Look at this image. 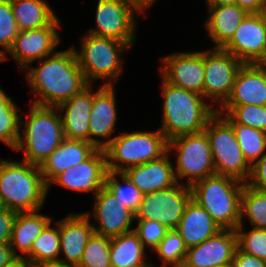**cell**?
Listing matches in <instances>:
<instances>
[{
	"label": "cell",
	"mask_w": 266,
	"mask_h": 267,
	"mask_svg": "<svg viewBox=\"0 0 266 267\" xmlns=\"http://www.w3.org/2000/svg\"><path fill=\"white\" fill-rule=\"evenodd\" d=\"M40 61V66H29L24 70L28 73L32 93L40 96L33 104L58 107L89 85L73 47L55 52Z\"/></svg>",
	"instance_id": "1"
},
{
	"label": "cell",
	"mask_w": 266,
	"mask_h": 267,
	"mask_svg": "<svg viewBox=\"0 0 266 267\" xmlns=\"http://www.w3.org/2000/svg\"><path fill=\"white\" fill-rule=\"evenodd\" d=\"M162 80L163 125L159 130L166 139L204 131L217 109L207 105L202 95Z\"/></svg>",
	"instance_id": "2"
},
{
	"label": "cell",
	"mask_w": 266,
	"mask_h": 267,
	"mask_svg": "<svg viewBox=\"0 0 266 267\" xmlns=\"http://www.w3.org/2000/svg\"><path fill=\"white\" fill-rule=\"evenodd\" d=\"M48 185L37 165L0 160V202L16 212L40 211Z\"/></svg>",
	"instance_id": "3"
},
{
	"label": "cell",
	"mask_w": 266,
	"mask_h": 267,
	"mask_svg": "<svg viewBox=\"0 0 266 267\" xmlns=\"http://www.w3.org/2000/svg\"><path fill=\"white\" fill-rule=\"evenodd\" d=\"M56 112L57 107L31 105L28 120L21 121L25 129L14 149L24 151L23 161L40 166L63 142L62 118Z\"/></svg>",
	"instance_id": "4"
},
{
	"label": "cell",
	"mask_w": 266,
	"mask_h": 267,
	"mask_svg": "<svg viewBox=\"0 0 266 267\" xmlns=\"http://www.w3.org/2000/svg\"><path fill=\"white\" fill-rule=\"evenodd\" d=\"M245 183L213 174L191 186L192 199L222 228L235 230L241 222V195Z\"/></svg>",
	"instance_id": "5"
},
{
	"label": "cell",
	"mask_w": 266,
	"mask_h": 267,
	"mask_svg": "<svg viewBox=\"0 0 266 267\" xmlns=\"http://www.w3.org/2000/svg\"><path fill=\"white\" fill-rule=\"evenodd\" d=\"M111 140L104 149L107 171L110 172L122 173L130 167L159 159L168 152V140L160 130L123 132Z\"/></svg>",
	"instance_id": "6"
},
{
	"label": "cell",
	"mask_w": 266,
	"mask_h": 267,
	"mask_svg": "<svg viewBox=\"0 0 266 267\" xmlns=\"http://www.w3.org/2000/svg\"><path fill=\"white\" fill-rule=\"evenodd\" d=\"M81 51L75 50L85 80L92 85V80L107 79L103 85H113L120 77L122 52L130 46L119 40L88 34L81 41Z\"/></svg>",
	"instance_id": "7"
},
{
	"label": "cell",
	"mask_w": 266,
	"mask_h": 267,
	"mask_svg": "<svg viewBox=\"0 0 266 267\" xmlns=\"http://www.w3.org/2000/svg\"><path fill=\"white\" fill-rule=\"evenodd\" d=\"M207 133L216 174L247 183L251 165L245 159L232 126L217 112L207 123Z\"/></svg>",
	"instance_id": "8"
},
{
	"label": "cell",
	"mask_w": 266,
	"mask_h": 267,
	"mask_svg": "<svg viewBox=\"0 0 266 267\" xmlns=\"http://www.w3.org/2000/svg\"><path fill=\"white\" fill-rule=\"evenodd\" d=\"M176 149L174 170L177 182L187 178V186L216 174L208 135L205 131L177 136L168 141V152Z\"/></svg>",
	"instance_id": "9"
},
{
	"label": "cell",
	"mask_w": 266,
	"mask_h": 267,
	"mask_svg": "<svg viewBox=\"0 0 266 267\" xmlns=\"http://www.w3.org/2000/svg\"><path fill=\"white\" fill-rule=\"evenodd\" d=\"M191 198V186L179 182L170 188L143 194L135 219L156 220L169 230L176 229Z\"/></svg>",
	"instance_id": "10"
},
{
	"label": "cell",
	"mask_w": 266,
	"mask_h": 267,
	"mask_svg": "<svg viewBox=\"0 0 266 267\" xmlns=\"http://www.w3.org/2000/svg\"><path fill=\"white\" fill-rule=\"evenodd\" d=\"M96 8L97 28L88 34L113 38L131 47L136 36L135 14L143 11L131 0H98Z\"/></svg>",
	"instance_id": "11"
},
{
	"label": "cell",
	"mask_w": 266,
	"mask_h": 267,
	"mask_svg": "<svg viewBox=\"0 0 266 267\" xmlns=\"http://www.w3.org/2000/svg\"><path fill=\"white\" fill-rule=\"evenodd\" d=\"M244 63L222 48L204 52L203 97L221 103L230 97L235 78Z\"/></svg>",
	"instance_id": "12"
},
{
	"label": "cell",
	"mask_w": 266,
	"mask_h": 267,
	"mask_svg": "<svg viewBox=\"0 0 266 267\" xmlns=\"http://www.w3.org/2000/svg\"><path fill=\"white\" fill-rule=\"evenodd\" d=\"M222 49L244 64L262 63L266 59V19L259 13L248 14Z\"/></svg>",
	"instance_id": "13"
},
{
	"label": "cell",
	"mask_w": 266,
	"mask_h": 267,
	"mask_svg": "<svg viewBox=\"0 0 266 267\" xmlns=\"http://www.w3.org/2000/svg\"><path fill=\"white\" fill-rule=\"evenodd\" d=\"M59 23V19L56 18L49 26L19 31L8 53L24 70L36 59L40 61L50 56L55 53V47L60 41L57 33Z\"/></svg>",
	"instance_id": "14"
},
{
	"label": "cell",
	"mask_w": 266,
	"mask_h": 267,
	"mask_svg": "<svg viewBox=\"0 0 266 267\" xmlns=\"http://www.w3.org/2000/svg\"><path fill=\"white\" fill-rule=\"evenodd\" d=\"M161 60V75L166 82L203 96L204 51L173 53Z\"/></svg>",
	"instance_id": "15"
},
{
	"label": "cell",
	"mask_w": 266,
	"mask_h": 267,
	"mask_svg": "<svg viewBox=\"0 0 266 267\" xmlns=\"http://www.w3.org/2000/svg\"><path fill=\"white\" fill-rule=\"evenodd\" d=\"M94 198L92 213L99 223L98 227L93 226L94 233L112 238L134 231V229H130V226L135 220V213L105 186L96 193Z\"/></svg>",
	"instance_id": "16"
},
{
	"label": "cell",
	"mask_w": 266,
	"mask_h": 267,
	"mask_svg": "<svg viewBox=\"0 0 266 267\" xmlns=\"http://www.w3.org/2000/svg\"><path fill=\"white\" fill-rule=\"evenodd\" d=\"M106 153L97 149L89 158L58 174L48 185L57 183L63 188L76 192L96 193L105 185L107 174Z\"/></svg>",
	"instance_id": "17"
},
{
	"label": "cell",
	"mask_w": 266,
	"mask_h": 267,
	"mask_svg": "<svg viewBox=\"0 0 266 267\" xmlns=\"http://www.w3.org/2000/svg\"><path fill=\"white\" fill-rule=\"evenodd\" d=\"M236 249V231L222 229L201 244L188 248L182 267H216L232 263Z\"/></svg>",
	"instance_id": "18"
},
{
	"label": "cell",
	"mask_w": 266,
	"mask_h": 267,
	"mask_svg": "<svg viewBox=\"0 0 266 267\" xmlns=\"http://www.w3.org/2000/svg\"><path fill=\"white\" fill-rule=\"evenodd\" d=\"M117 120L116 100L113 85H103L93 93V105L89 117V143L98 149H105ZM93 136L106 138L101 141ZM109 139V140H108Z\"/></svg>",
	"instance_id": "19"
},
{
	"label": "cell",
	"mask_w": 266,
	"mask_h": 267,
	"mask_svg": "<svg viewBox=\"0 0 266 267\" xmlns=\"http://www.w3.org/2000/svg\"><path fill=\"white\" fill-rule=\"evenodd\" d=\"M89 212L68 215L67 218L58 221L60 236V252L64 254V260L60 261L78 266L89 238L94 233L90 223Z\"/></svg>",
	"instance_id": "20"
},
{
	"label": "cell",
	"mask_w": 266,
	"mask_h": 267,
	"mask_svg": "<svg viewBox=\"0 0 266 267\" xmlns=\"http://www.w3.org/2000/svg\"><path fill=\"white\" fill-rule=\"evenodd\" d=\"M266 105V67L261 63L243 64L230 97L222 106Z\"/></svg>",
	"instance_id": "21"
},
{
	"label": "cell",
	"mask_w": 266,
	"mask_h": 267,
	"mask_svg": "<svg viewBox=\"0 0 266 267\" xmlns=\"http://www.w3.org/2000/svg\"><path fill=\"white\" fill-rule=\"evenodd\" d=\"M169 152L161 158L133 166L122 172L142 194L152 193L174 186L177 183L174 166L169 161Z\"/></svg>",
	"instance_id": "22"
},
{
	"label": "cell",
	"mask_w": 266,
	"mask_h": 267,
	"mask_svg": "<svg viewBox=\"0 0 266 267\" xmlns=\"http://www.w3.org/2000/svg\"><path fill=\"white\" fill-rule=\"evenodd\" d=\"M93 85L89 84L80 93L60 104L59 112H64L62 118L64 137L70 140L89 142V117L93 105Z\"/></svg>",
	"instance_id": "23"
},
{
	"label": "cell",
	"mask_w": 266,
	"mask_h": 267,
	"mask_svg": "<svg viewBox=\"0 0 266 267\" xmlns=\"http://www.w3.org/2000/svg\"><path fill=\"white\" fill-rule=\"evenodd\" d=\"M175 230L180 234L188 249L213 237L222 228L201 205L191 198Z\"/></svg>",
	"instance_id": "24"
},
{
	"label": "cell",
	"mask_w": 266,
	"mask_h": 267,
	"mask_svg": "<svg viewBox=\"0 0 266 267\" xmlns=\"http://www.w3.org/2000/svg\"><path fill=\"white\" fill-rule=\"evenodd\" d=\"M98 148L83 140L64 139L57 149L39 166L47 185L61 172L89 158Z\"/></svg>",
	"instance_id": "25"
},
{
	"label": "cell",
	"mask_w": 266,
	"mask_h": 267,
	"mask_svg": "<svg viewBox=\"0 0 266 267\" xmlns=\"http://www.w3.org/2000/svg\"><path fill=\"white\" fill-rule=\"evenodd\" d=\"M209 17L206 29L215 43V48H222L233 36L240 23L249 14L235 5L208 6Z\"/></svg>",
	"instance_id": "26"
},
{
	"label": "cell",
	"mask_w": 266,
	"mask_h": 267,
	"mask_svg": "<svg viewBox=\"0 0 266 267\" xmlns=\"http://www.w3.org/2000/svg\"><path fill=\"white\" fill-rule=\"evenodd\" d=\"M51 218L33 212H18L13 224L10 247L14 256L25 258L29 253L34 240L41 234L44 228L51 222ZM24 254H17L18 250Z\"/></svg>",
	"instance_id": "27"
},
{
	"label": "cell",
	"mask_w": 266,
	"mask_h": 267,
	"mask_svg": "<svg viewBox=\"0 0 266 267\" xmlns=\"http://www.w3.org/2000/svg\"><path fill=\"white\" fill-rule=\"evenodd\" d=\"M144 252L145 248L134 231L110 238L111 267H150Z\"/></svg>",
	"instance_id": "28"
},
{
	"label": "cell",
	"mask_w": 266,
	"mask_h": 267,
	"mask_svg": "<svg viewBox=\"0 0 266 267\" xmlns=\"http://www.w3.org/2000/svg\"><path fill=\"white\" fill-rule=\"evenodd\" d=\"M19 31L49 26L57 17L44 0H11Z\"/></svg>",
	"instance_id": "29"
},
{
	"label": "cell",
	"mask_w": 266,
	"mask_h": 267,
	"mask_svg": "<svg viewBox=\"0 0 266 267\" xmlns=\"http://www.w3.org/2000/svg\"><path fill=\"white\" fill-rule=\"evenodd\" d=\"M220 115L232 126L241 151L251 166L266 154V132L238 124L228 114Z\"/></svg>",
	"instance_id": "30"
},
{
	"label": "cell",
	"mask_w": 266,
	"mask_h": 267,
	"mask_svg": "<svg viewBox=\"0 0 266 267\" xmlns=\"http://www.w3.org/2000/svg\"><path fill=\"white\" fill-rule=\"evenodd\" d=\"M50 222L32 243L30 253L24 258L28 263L57 261L60 259L59 227L53 228Z\"/></svg>",
	"instance_id": "31"
},
{
	"label": "cell",
	"mask_w": 266,
	"mask_h": 267,
	"mask_svg": "<svg viewBox=\"0 0 266 267\" xmlns=\"http://www.w3.org/2000/svg\"><path fill=\"white\" fill-rule=\"evenodd\" d=\"M243 217L251 221L252 227L266 229V191L244 185L241 195V222Z\"/></svg>",
	"instance_id": "32"
},
{
	"label": "cell",
	"mask_w": 266,
	"mask_h": 267,
	"mask_svg": "<svg viewBox=\"0 0 266 267\" xmlns=\"http://www.w3.org/2000/svg\"><path fill=\"white\" fill-rule=\"evenodd\" d=\"M117 176H121L124 185L120 183L121 181ZM104 186L112 192L118 200L127 206V208L134 213L137 211L143 194L125 175L108 171L105 177Z\"/></svg>",
	"instance_id": "33"
},
{
	"label": "cell",
	"mask_w": 266,
	"mask_h": 267,
	"mask_svg": "<svg viewBox=\"0 0 266 267\" xmlns=\"http://www.w3.org/2000/svg\"><path fill=\"white\" fill-rule=\"evenodd\" d=\"M162 260L163 267H182L187 247L180 234L175 230H168L166 235L153 250ZM170 264V265H169Z\"/></svg>",
	"instance_id": "34"
},
{
	"label": "cell",
	"mask_w": 266,
	"mask_h": 267,
	"mask_svg": "<svg viewBox=\"0 0 266 267\" xmlns=\"http://www.w3.org/2000/svg\"><path fill=\"white\" fill-rule=\"evenodd\" d=\"M219 114H228L236 123L266 132V105L220 106ZM225 110V111H224Z\"/></svg>",
	"instance_id": "35"
},
{
	"label": "cell",
	"mask_w": 266,
	"mask_h": 267,
	"mask_svg": "<svg viewBox=\"0 0 266 267\" xmlns=\"http://www.w3.org/2000/svg\"><path fill=\"white\" fill-rule=\"evenodd\" d=\"M77 267H111L110 238L93 233Z\"/></svg>",
	"instance_id": "36"
},
{
	"label": "cell",
	"mask_w": 266,
	"mask_h": 267,
	"mask_svg": "<svg viewBox=\"0 0 266 267\" xmlns=\"http://www.w3.org/2000/svg\"><path fill=\"white\" fill-rule=\"evenodd\" d=\"M243 222L235 229L237 247L252 256L266 261V229L253 227L251 231H243ZM243 231V232H242Z\"/></svg>",
	"instance_id": "37"
},
{
	"label": "cell",
	"mask_w": 266,
	"mask_h": 267,
	"mask_svg": "<svg viewBox=\"0 0 266 267\" xmlns=\"http://www.w3.org/2000/svg\"><path fill=\"white\" fill-rule=\"evenodd\" d=\"M19 29L13 15L11 0L0 1V62L7 59L5 53L11 49ZM6 56V57H5Z\"/></svg>",
	"instance_id": "38"
},
{
	"label": "cell",
	"mask_w": 266,
	"mask_h": 267,
	"mask_svg": "<svg viewBox=\"0 0 266 267\" xmlns=\"http://www.w3.org/2000/svg\"><path fill=\"white\" fill-rule=\"evenodd\" d=\"M136 221L138 222L134 232L138 235L144 248L148 246L151 250L157 247L169 230L156 220L137 219Z\"/></svg>",
	"instance_id": "39"
},
{
	"label": "cell",
	"mask_w": 266,
	"mask_h": 267,
	"mask_svg": "<svg viewBox=\"0 0 266 267\" xmlns=\"http://www.w3.org/2000/svg\"><path fill=\"white\" fill-rule=\"evenodd\" d=\"M22 115L18 111H0V141L14 150L20 135Z\"/></svg>",
	"instance_id": "40"
},
{
	"label": "cell",
	"mask_w": 266,
	"mask_h": 267,
	"mask_svg": "<svg viewBox=\"0 0 266 267\" xmlns=\"http://www.w3.org/2000/svg\"><path fill=\"white\" fill-rule=\"evenodd\" d=\"M246 184L254 189L266 191V154L251 166V174Z\"/></svg>",
	"instance_id": "41"
},
{
	"label": "cell",
	"mask_w": 266,
	"mask_h": 267,
	"mask_svg": "<svg viewBox=\"0 0 266 267\" xmlns=\"http://www.w3.org/2000/svg\"><path fill=\"white\" fill-rule=\"evenodd\" d=\"M17 213L5 207L0 208V244H10Z\"/></svg>",
	"instance_id": "42"
},
{
	"label": "cell",
	"mask_w": 266,
	"mask_h": 267,
	"mask_svg": "<svg viewBox=\"0 0 266 267\" xmlns=\"http://www.w3.org/2000/svg\"><path fill=\"white\" fill-rule=\"evenodd\" d=\"M234 267H266V261L241 251L238 247L232 261Z\"/></svg>",
	"instance_id": "43"
},
{
	"label": "cell",
	"mask_w": 266,
	"mask_h": 267,
	"mask_svg": "<svg viewBox=\"0 0 266 267\" xmlns=\"http://www.w3.org/2000/svg\"><path fill=\"white\" fill-rule=\"evenodd\" d=\"M236 4L250 13H260L263 0H236Z\"/></svg>",
	"instance_id": "44"
},
{
	"label": "cell",
	"mask_w": 266,
	"mask_h": 267,
	"mask_svg": "<svg viewBox=\"0 0 266 267\" xmlns=\"http://www.w3.org/2000/svg\"><path fill=\"white\" fill-rule=\"evenodd\" d=\"M16 257L14 256L10 244H0V267L12 262Z\"/></svg>",
	"instance_id": "45"
},
{
	"label": "cell",
	"mask_w": 266,
	"mask_h": 267,
	"mask_svg": "<svg viewBox=\"0 0 266 267\" xmlns=\"http://www.w3.org/2000/svg\"><path fill=\"white\" fill-rule=\"evenodd\" d=\"M0 111H18L17 105L14 104L11 97L0 88Z\"/></svg>",
	"instance_id": "46"
},
{
	"label": "cell",
	"mask_w": 266,
	"mask_h": 267,
	"mask_svg": "<svg viewBox=\"0 0 266 267\" xmlns=\"http://www.w3.org/2000/svg\"><path fill=\"white\" fill-rule=\"evenodd\" d=\"M29 267H76V266L57 260V261H43L39 263H29Z\"/></svg>",
	"instance_id": "47"
},
{
	"label": "cell",
	"mask_w": 266,
	"mask_h": 267,
	"mask_svg": "<svg viewBox=\"0 0 266 267\" xmlns=\"http://www.w3.org/2000/svg\"><path fill=\"white\" fill-rule=\"evenodd\" d=\"M207 6L235 5L236 0H207Z\"/></svg>",
	"instance_id": "48"
},
{
	"label": "cell",
	"mask_w": 266,
	"mask_h": 267,
	"mask_svg": "<svg viewBox=\"0 0 266 267\" xmlns=\"http://www.w3.org/2000/svg\"><path fill=\"white\" fill-rule=\"evenodd\" d=\"M4 267H29V263L24 258L17 257Z\"/></svg>",
	"instance_id": "49"
},
{
	"label": "cell",
	"mask_w": 266,
	"mask_h": 267,
	"mask_svg": "<svg viewBox=\"0 0 266 267\" xmlns=\"http://www.w3.org/2000/svg\"><path fill=\"white\" fill-rule=\"evenodd\" d=\"M135 3L142 11L146 8L150 7L154 3L155 0H131Z\"/></svg>",
	"instance_id": "50"
},
{
	"label": "cell",
	"mask_w": 266,
	"mask_h": 267,
	"mask_svg": "<svg viewBox=\"0 0 266 267\" xmlns=\"http://www.w3.org/2000/svg\"><path fill=\"white\" fill-rule=\"evenodd\" d=\"M264 19H266V0H263L262 8L259 13Z\"/></svg>",
	"instance_id": "51"
},
{
	"label": "cell",
	"mask_w": 266,
	"mask_h": 267,
	"mask_svg": "<svg viewBox=\"0 0 266 267\" xmlns=\"http://www.w3.org/2000/svg\"><path fill=\"white\" fill-rule=\"evenodd\" d=\"M216 267H234V266H233V263H228V264H225V265H218Z\"/></svg>",
	"instance_id": "52"
},
{
	"label": "cell",
	"mask_w": 266,
	"mask_h": 267,
	"mask_svg": "<svg viewBox=\"0 0 266 267\" xmlns=\"http://www.w3.org/2000/svg\"><path fill=\"white\" fill-rule=\"evenodd\" d=\"M261 64L266 67V59Z\"/></svg>",
	"instance_id": "53"
}]
</instances>
